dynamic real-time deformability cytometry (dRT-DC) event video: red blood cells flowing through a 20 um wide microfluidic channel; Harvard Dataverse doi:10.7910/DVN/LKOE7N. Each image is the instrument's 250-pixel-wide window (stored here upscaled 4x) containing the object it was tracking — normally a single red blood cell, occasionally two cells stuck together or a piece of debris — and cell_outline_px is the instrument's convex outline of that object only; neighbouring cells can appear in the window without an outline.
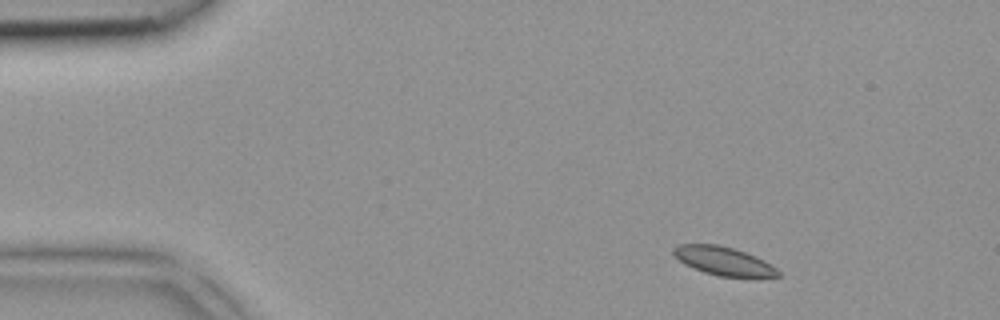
{"species": "common noctule bat (a hibernating species)", "species_latin": "Nyctalus noctula", "temperature_condition": "room temperature", "stored_images_in_passage": 4, "camera_frame_rate_fps": 3000, "um_per_image_px": 0.085, "animal": {"sex": "female", "body_mass_g": 18.4}, "frame": {"image": 1, "passage_image": 1, "time_ms": 0.0, "image_size_px": [1000, 320], "cell_outline_px": [[780, 276], [720, 276], [704, 272], [684, 264], [672, 252], [672, 248], [676, 244], [720, 244], [756, 256], [764, 260], [776, 268], [780, 272]], "centroid_in_image_um": [61.46, 22.16], "position_along_channel_um": 23.5, "area_um2": 17.11}}